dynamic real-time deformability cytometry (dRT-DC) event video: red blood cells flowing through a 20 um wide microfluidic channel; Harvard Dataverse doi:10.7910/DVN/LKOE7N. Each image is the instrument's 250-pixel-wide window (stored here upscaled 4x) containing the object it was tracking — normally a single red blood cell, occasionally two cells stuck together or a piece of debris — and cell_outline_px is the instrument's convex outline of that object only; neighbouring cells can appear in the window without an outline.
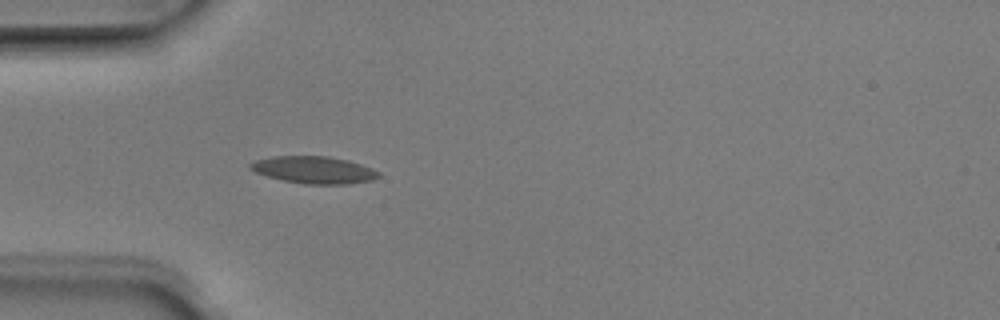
{"species": "Egyptian fruit bat (a non-hibernating species)", "species_latin": "Rousettus aegyptiacus", "temperature_condition": "room temperature", "stored_images_in_passage": 4, "camera_frame_rate_fps": 3000, "um_per_image_px": 0.085, "animal": {"sex": "male"}, "frame": {"image": 1, "passage_image": 4, "time_ms": 1.0, "image_size_px": [1000, 320], "cell_outline_px": [[380, 176], [372, 180], [348, 184], [304, 184], [284, 180], [268, 176], [256, 172], [248, 168], [248, 164], [256, 160], [272, 156], [328, 156], [348, 160], [372, 168], [380, 172]], "centroid_in_image_um": [26.69, 14.44], "position_along_channel_um": 58.3, "area_um2": 20.29}}